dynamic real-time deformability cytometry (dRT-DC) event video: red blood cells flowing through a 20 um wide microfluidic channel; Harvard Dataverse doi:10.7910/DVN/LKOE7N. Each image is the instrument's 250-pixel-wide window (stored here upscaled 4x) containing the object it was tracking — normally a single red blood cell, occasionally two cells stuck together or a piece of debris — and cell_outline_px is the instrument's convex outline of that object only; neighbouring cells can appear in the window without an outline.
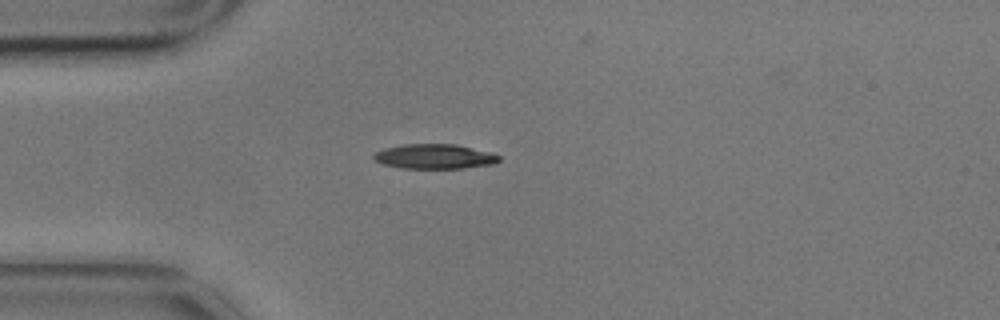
{"species": "common noctule bat (a hibernating species)", "species_latin": "Nyctalus noctula", "temperature_condition": "cold", "stored_images_in_passage": 5, "camera_frame_rate_fps": 3000, "um_per_image_px": 0.085, "animal": {"sex": "male", "body_mass_g": 17.9}, "frame": {"image": 1, "passage_image": 1, "time_ms": 0.0, "image_size_px": [1000, 320], "cell_outline_px": [[500, 160], [492, 164], [464, 168], [400, 168], [384, 164], [376, 160], [372, 156], [376, 152], [384, 148], [404, 144], [456, 144], [492, 152], [500, 156]], "centroid_in_image_um": [36.96, 13.29], "position_along_channel_um": 48.0, "area_um2": 18.03}}